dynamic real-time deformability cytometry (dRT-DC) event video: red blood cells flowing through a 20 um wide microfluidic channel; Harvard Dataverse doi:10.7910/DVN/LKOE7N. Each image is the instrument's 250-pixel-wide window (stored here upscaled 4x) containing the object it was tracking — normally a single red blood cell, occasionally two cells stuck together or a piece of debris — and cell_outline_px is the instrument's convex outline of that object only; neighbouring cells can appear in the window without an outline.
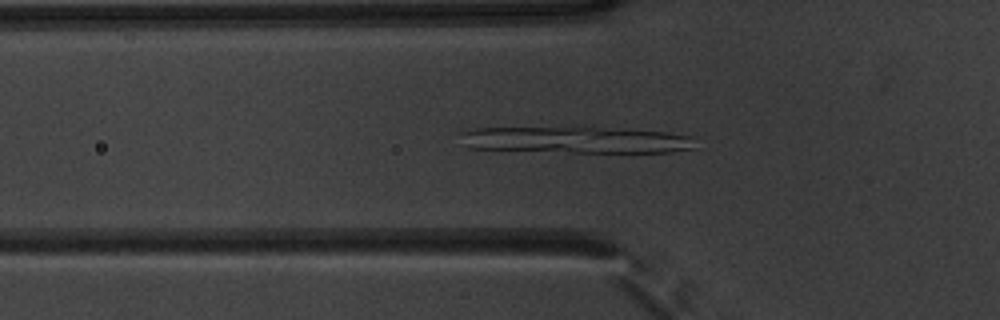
{"species": "common noctule bat (a hibernating species)", "species_latin": "Nyctalus noctula", "temperature_condition": "warm", "stored_images_in_passage": 44, "segment_of_instrument_passage": [1, 2], "camera_frame_rate_fps": 3000, "um_per_image_px": 0.085, "animal": {"sex": "male", "body_mass_g": 20.1, "forearm_length_mm": 53.5}, "frame": {"image": 1, "passage_image": 9, "time_ms": 2.667, "image_size_px": [1000, 320], "cell_outline_px": [[700, 148], [672, 152], [572, 152], [468, 148], [460, 132], [476, 128], [584, 124], [668, 132], [692, 136]], "centroid_in_image_um": [49.07, 11.83], "position_along_channel_um": 76.7, "area_um2": 38.49}}